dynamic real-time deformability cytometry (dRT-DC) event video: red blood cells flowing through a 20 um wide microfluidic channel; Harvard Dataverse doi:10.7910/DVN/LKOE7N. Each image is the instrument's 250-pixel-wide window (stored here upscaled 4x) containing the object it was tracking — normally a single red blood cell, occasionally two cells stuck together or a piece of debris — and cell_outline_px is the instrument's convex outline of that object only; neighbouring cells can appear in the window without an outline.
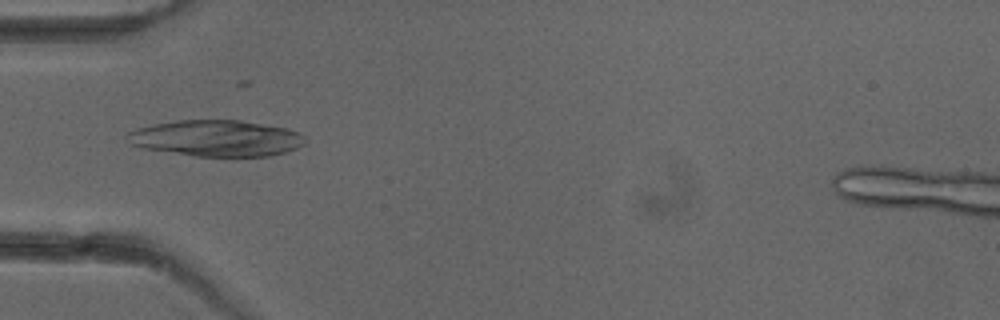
{"species": "common noctule bat (a hibernating species)", "species_latin": "Nyctalus noctula", "temperature_condition": "cold", "stored_images_in_passage": 6, "camera_frame_rate_fps": 3000, "um_per_image_px": 0.085, "animal": {"sex": "female"}, "frame": {"image": 1, "passage_image": 4, "time_ms": 4.333, "image_size_px": [1000, 320], "cell_outline_px": [[304, 144], [296, 148], [272, 156], [192, 156], [144, 148], [128, 144], [124, 136], [128, 132], [136, 128], [152, 124], [176, 120], [240, 120], [288, 128], [304, 136]], "centroid_in_image_um": [18.33, 11.75], "position_along_channel_um": 66.7, "area_um2": 37.74}}
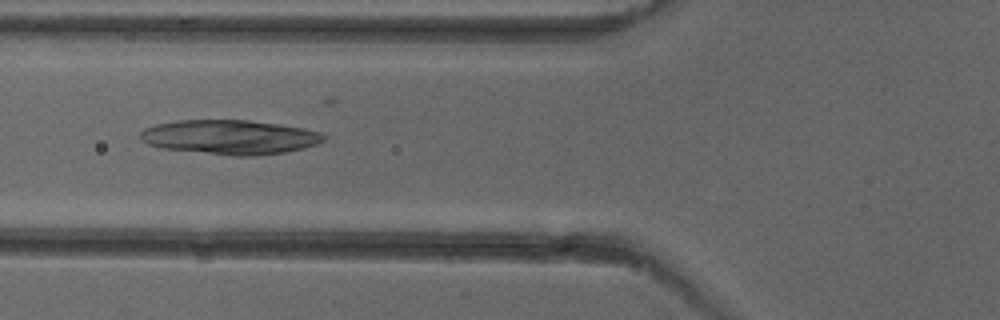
{"frame": {"image": 2, "passage_image": 5, "time_ms": 5.333, "image_size_px": [1000, 320], "cell_outline_px": [[324, 140], [316, 144], [304, 148], [284, 152], [256, 156], [236, 156], [164, 148], [148, 144], [140, 140], [140, 132], [144, 128], [156, 124], [176, 120], [248, 120], [280, 124], [304, 128], [320, 132], [324, 136]], "centroid_in_image_um": [19.53, 11.65], "position_along_channel_um": 106.3, "area_um2": 36.7}}